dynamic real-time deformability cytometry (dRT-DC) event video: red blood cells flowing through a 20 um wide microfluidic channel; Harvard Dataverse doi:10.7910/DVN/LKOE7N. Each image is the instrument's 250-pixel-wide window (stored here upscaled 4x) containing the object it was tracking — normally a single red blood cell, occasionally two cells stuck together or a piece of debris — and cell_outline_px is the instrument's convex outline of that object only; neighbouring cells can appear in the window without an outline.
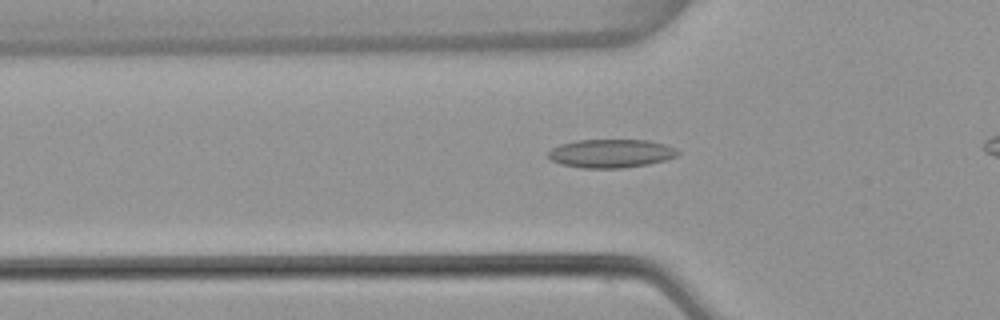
{"species": "common noctule bat (a hibernating species)", "species_latin": "Nyctalus noctula", "temperature_condition": "warm", "stored_images_in_passage": 38, "camera_frame_rate_fps": 3000, "um_per_image_px": 0.085, "animal": {"sex": "female", "body_mass_g": 22.7, "forearm_length_mm": 54.2}, "frame": {"image": 1, "passage_image": 12, "time_ms": 3.667, "image_size_px": [1000, 320], "cell_outline_px": [[680, 152], [676, 156], [664, 160], [648, 164], [624, 168], [580, 168], [560, 164], [552, 160], [548, 156], [548, 152], [552, 148], [560, 144], [576, 140], [648, 140], [664, 144], [676, 148]], "centroid_in_image_um": [51.92, 13.04], "position_along_channel_um": 73.9, "area_um2": 21.56}}
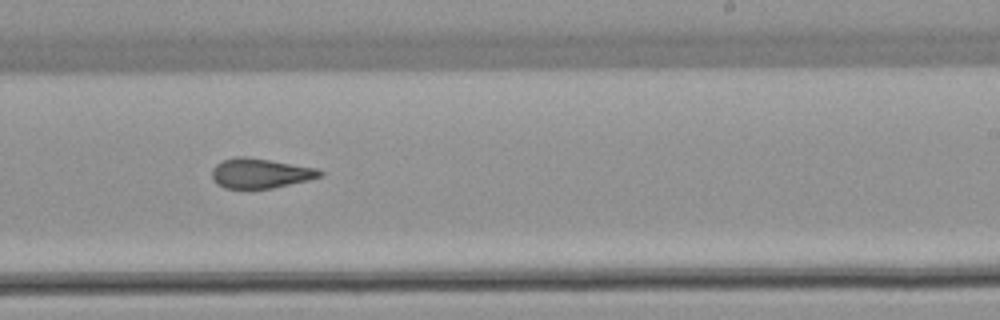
{"frame": {"image": 2, "passage_image": 27, "time_ms": 8.667, "image_size_px": [1000, 320], "cell_outline_px": [[324, 176], [308, 180], [272, 188], [224, 188], [216, 184], [212, 180], [212, 168], [216, 164], [224, 160], [236, 156], [248, 156], [316, 168], [324, 172]], "centroid_in_image_um": [22.11, 14.72], "position_along_channel_um": 266.9, "area_um2": 18.84}}
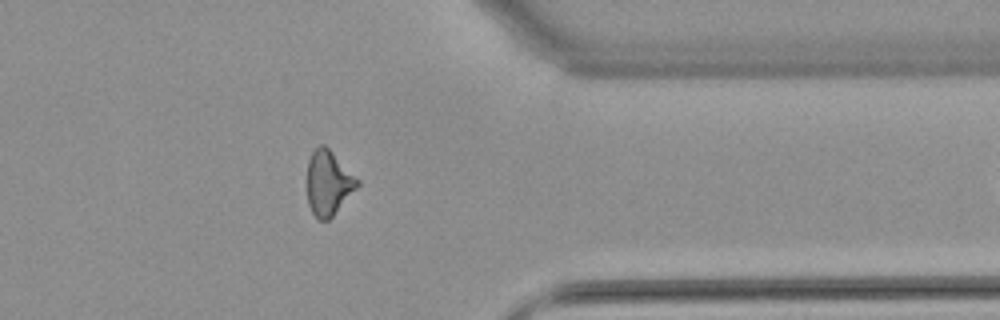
{"frame": {"image": 3, "passage_image": 37, "time_ms": 12.0, "image_size_px": [1000, 320], "cell_outline_px": [[360, 184], [332, 216], [328, 220], [320, 220], [312, 212], [308, 204], [308, 160], [312, 152], [320, 144], [324, 144], [360, 180]], "centroid_in_image_um": [27.92, 15.54], "position_along_channel_um": 383.5, "area_um2": 18.61}}